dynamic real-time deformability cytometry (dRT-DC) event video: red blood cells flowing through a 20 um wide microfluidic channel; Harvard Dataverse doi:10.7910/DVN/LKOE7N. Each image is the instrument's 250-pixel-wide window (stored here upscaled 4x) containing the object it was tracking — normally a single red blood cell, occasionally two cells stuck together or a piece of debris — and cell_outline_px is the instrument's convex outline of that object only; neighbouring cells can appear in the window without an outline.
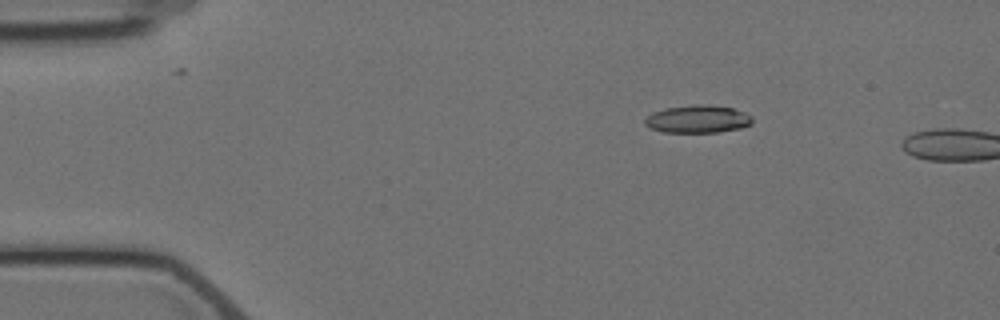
{"species": "Egyptian fruit bat (a non-hibernating species)", "species_latin": "Rousettus aegyptiacus", "temperature_condition": "cold", "stored_images_in_passage": 2, "camera_frame_rate_fps": 3000, "um_per_image_px": 0.085, "animal": {"sex": "female"}, "frame": {"image": 1, "passage_image": 1, "time_ms": 0.0, "image_size_px": [1000, 320], "cell_outline_px": [[752, 124], [740, 128], [716, 132], [664, 132], [652, 128], [644, 124], [644, 120], [652, 112], [664, 108], [692, 104], [708, 104], [732, 108], [744, 112], [752, 116]], "centroid_in_image_um": [59.3, 10.11], "position_along_channel_um": 25.7, "area_um2": 17.4}}